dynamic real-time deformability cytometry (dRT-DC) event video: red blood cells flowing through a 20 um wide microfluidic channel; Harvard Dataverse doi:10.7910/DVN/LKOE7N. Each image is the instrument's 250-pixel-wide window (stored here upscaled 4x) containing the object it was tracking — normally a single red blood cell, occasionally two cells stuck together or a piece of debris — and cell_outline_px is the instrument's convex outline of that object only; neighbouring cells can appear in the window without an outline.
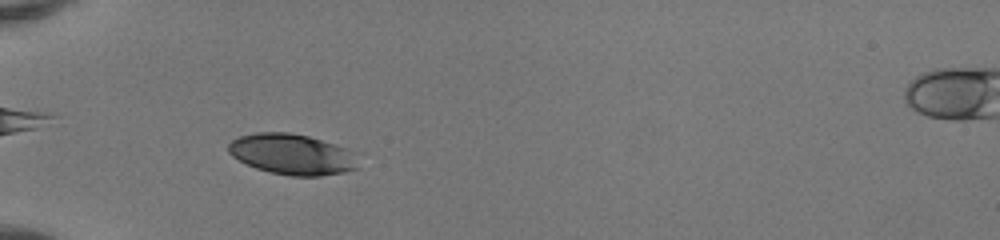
{"species": "human", "species_latin": "Homo sapiens", "temperature_condition": "room temperature", "stored_images_in_passage": 43, "camera_frame_rate_fps": 3000, "um_per_image_px": 0.085, "donor": {"sex": "female"}, "frame": {"image": 1, "passage_image": 10, "time_ms": 3.0, "image_size_px": [1000, 240], "cell_outline_px": [[364, 152], [356, 168], [344, 172], [320, 176], [292, 176], [268, 172], [256, 168], [232, 156], [228, 152], [228, 144], [232, 140], [240, 136], [256, 132], [288, 132], [308, 136]], "centroid_in_image_um": [24.95, 13.11], "position_along_channel_um": 60.1, "area_um2": 31.5}}
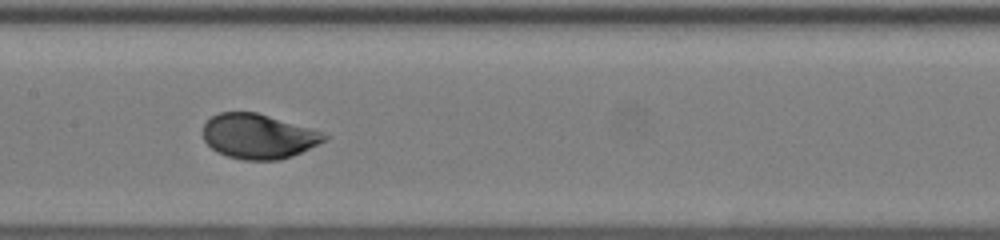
{"frame": {"image": 2, "passage_image": 20, "time_ms": 6.333, "image_size_px": [1000, 240], "cell_outline_px": [[332, 136], [328, 140], [292, 156], [280, 160], [244, 160], [228, 156], [216, 152], [204, 140], [204, 124], [212, 116], [220, 112], [256, 112], [324, 132]], "centroid_in_image_um": [22.01, 11.59], "position_along_channel_um": 185.4, "area_um2": 31.73}}
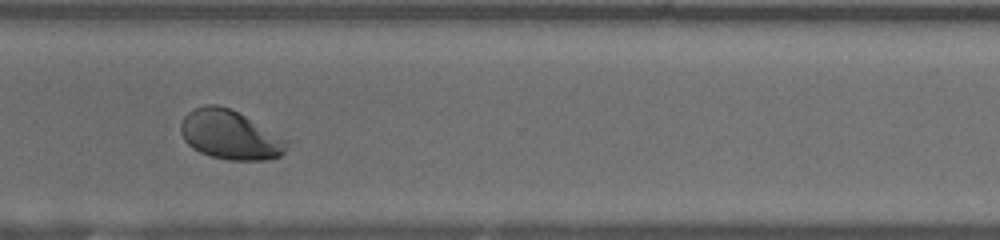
{"frame": {"image": 3, "passage_image": 32, "time_ms": 10.333, "image_size_px": [1000, 240], "cell_outline_px": [[296, 140], [280, 156], [268, 160], [228, 160], [208, 156], [192, 148], [184, 140], [180, 132], [180, 124], [184, 116], [192, 108], [204, 104], [216, 104], [228, 108]], "centroid_in_image_um": [19.65, 11.47], "position_along_channel_um": 351.0, "area_um2": 31.44}, "authors_computed_cell_mechanics": {"area_um2": 31.7322, "velocity_mm_per_s": 4.1441, "shape_relaxation_time_tau1_ms": 1.9675, "shape_relaxation_time_tau2_ms": null, "deformation_change_tau1": 0.1443, "deformation_change_tau2": null}}